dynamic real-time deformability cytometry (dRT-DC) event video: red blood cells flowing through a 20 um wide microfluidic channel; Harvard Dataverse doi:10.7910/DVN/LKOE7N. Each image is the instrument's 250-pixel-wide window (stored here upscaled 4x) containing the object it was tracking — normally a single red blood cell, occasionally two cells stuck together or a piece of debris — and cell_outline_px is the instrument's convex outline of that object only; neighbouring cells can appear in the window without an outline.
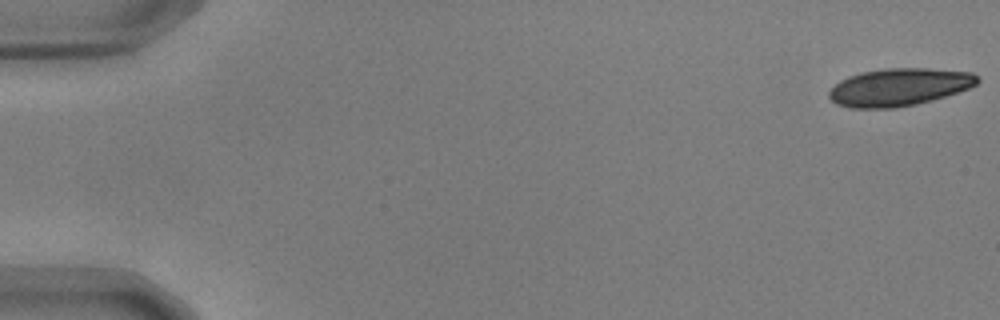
{"species": "common noctule bat (a hibernating species)", "species_latin": "Nyctalus noctula", "temperature_condition": "warm", "stored_images_in_passage": 54, "camera_frame_rate_fps": 3000, "um_per_image_px": 0.085, "animal": {"sex": "male", "body_mass_g": 17.9, "forearm_length_mm": 54.2}, "frame": {"image": 1, "passage_image": 1, "time_ms": 0.0, "image_size_px": [1000, 320], "cell_outline_px": [[980, 80], [976, 84], [968, 88], [932, 100], [916, 104], [896, 108], [848, 108], [836, 104], [828, 96], [828, 92], [840, 80], [848, 76], [860, 72], [884, 68], [928, 68], [972, 72]], "centroid_in_image_um": [76.39, 7.4], "position_along_channel_um": 8.6, "area_um2": 32.54}}
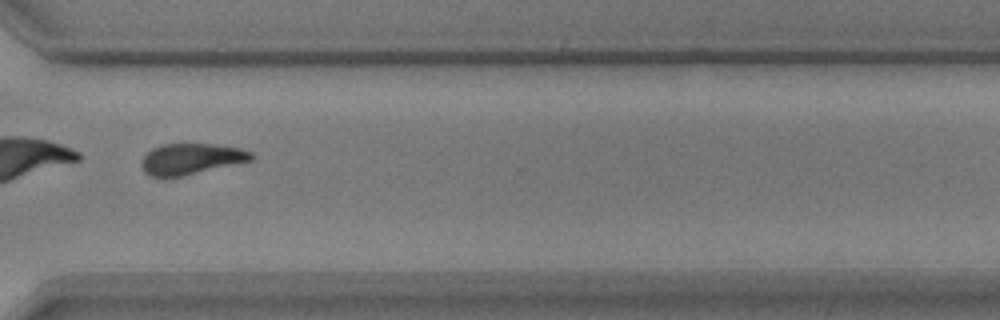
{"frame": {"image": 2, "passage_image": 42, "time_ms": 13.667, "image_size_px": [1000, 320], "cell_outline_px": [[256, 156], [252, 160], [184, 176], [148, 176], [144, 172], [140, 164], [140, 160], [152, 148], [164, 144], [216, 144], [240, 148], [252, 152]], "centroid_in_image_um": [16.25, 13.5], "position_along_channel_um": 354.4, "area_um2": 19.88}, "authors_computed_cell_mechanics": {"area_um2": 26.7325, "velocity_mm_per_s": 3.687, "shape_relaxation_time_tau1_ms": 3.2878, "shape_relaxation_time_tau2_ms": 6.7043, "deformation_change_tau1": 0.1456, "deformation_change_tau2": 0.1503}}